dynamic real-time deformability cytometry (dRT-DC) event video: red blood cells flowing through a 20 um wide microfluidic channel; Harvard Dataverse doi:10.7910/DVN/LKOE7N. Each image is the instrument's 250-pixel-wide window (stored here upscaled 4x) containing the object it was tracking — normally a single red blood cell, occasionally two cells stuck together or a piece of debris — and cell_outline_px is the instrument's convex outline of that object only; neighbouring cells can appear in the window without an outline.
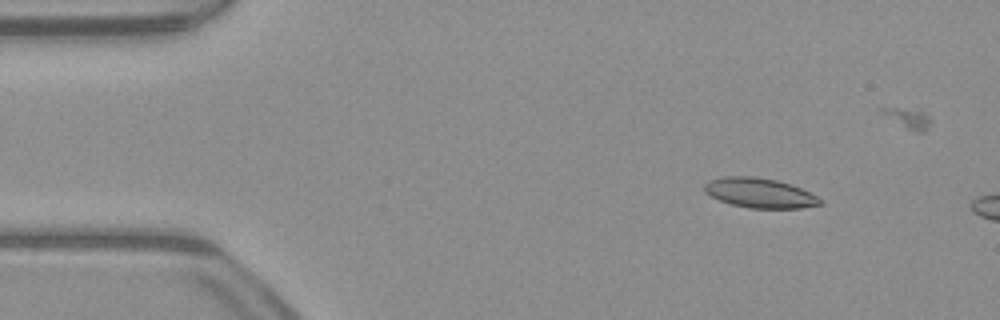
{"species": "common noctule bat (a hibernating species)", "species_latin": "Nyctalus noctula", "temperature_condition": "warm", "stored_images_in_passage": 15, "camera_frame_rate_fps": 3000, "um_per_image_px": 0.085, "animal": {"sex": "male", "body_mass_g": 23.1, "forearm_length_mm": 52.7}, "frame": {"image": 1, "passage_image": 7, "time_ms": 2.0, "image_size_px": [1000, 320], "cell_outline_px": [[820, 204], [800, 208], [748, 208], [732, 204], [720, 200], [704, 192], [704, 184], [708, 180], [724, 176], [756, 176], [776, 180], [792, 184], [816, 196], [820, 200]], "centroid_in_image_um": [64.52, 16.38], "position_along_channel_um": 20.5, "area_um2": 19.94}}